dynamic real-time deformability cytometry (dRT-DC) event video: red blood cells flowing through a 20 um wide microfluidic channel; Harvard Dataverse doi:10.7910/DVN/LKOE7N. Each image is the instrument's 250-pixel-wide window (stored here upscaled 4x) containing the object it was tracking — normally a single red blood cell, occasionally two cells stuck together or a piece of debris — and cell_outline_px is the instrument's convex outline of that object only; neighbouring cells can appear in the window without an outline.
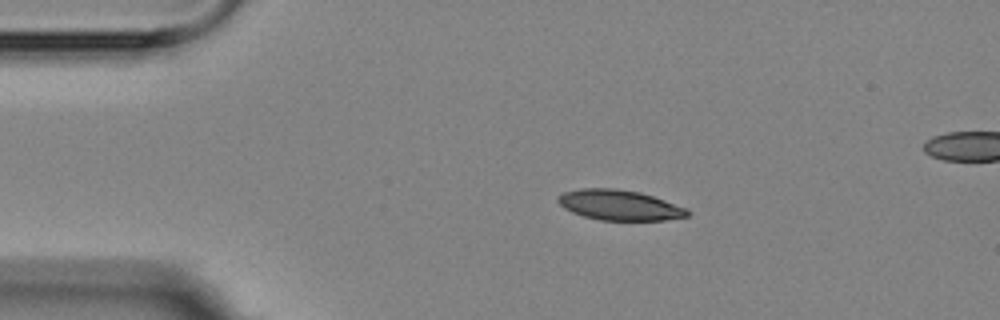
{"species": "Egyptian fruit bat (a non-hibernating species)", "species_latin": "Rousettus aegyptiacus", "temperature_condition": "room temperature", "stored_images_in_passage": 4, "camera_frame_rate_fps": 3000, "um_per_image_px": 0.085, "animal": {"sex": "female"}, "frame": {"image": 1, "passage_image": 2, "time_ms": 1.0, "image_size_px": [1000, 320], "cell_outline_px": [[692, 212], [688, 216], [664, 220], [600, 220], [584, 216], [572, 212], [564, 208], [556, 200], [564, 192], [580, 188], [616, 188], [640, 192], [688, 208]], "centroid_in_image_um": [52.68, 17.43], "position_along_channel_um": 32.3, "area_um2": 22.83}}